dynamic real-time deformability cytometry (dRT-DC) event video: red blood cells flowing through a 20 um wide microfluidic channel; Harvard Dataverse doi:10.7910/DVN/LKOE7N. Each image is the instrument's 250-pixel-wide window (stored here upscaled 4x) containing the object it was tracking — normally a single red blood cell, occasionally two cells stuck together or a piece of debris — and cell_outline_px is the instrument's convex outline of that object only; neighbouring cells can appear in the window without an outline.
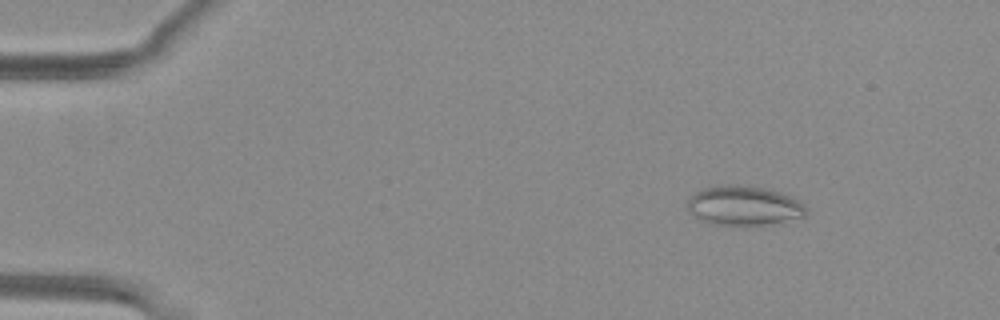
{"species": "common noctule bat (a hibernating species)", "species_latin": "Nyctalus noctula", "temperature_condition": "warm", "stored_images_in_passage": 51, "camera_frame_rate_fps": 3000, "um_per_image_px": 0.085, "animal": {"sex": "female", "body_mass_g": 29.2, "forearm_length_mm": 56.3}, "frame": {"image": 1, "passage_image": 7, "time_ms": 2.0, "image_size_px": [1000, 320], "cell_outline_px": [[808, 212], [804, 216], [772, 224], [712, 224], [700, 220], [688, 212], [688, 200], [696, 192], [704, 188], [720, 184], [736, 184], [768, 188], [780, 192], [804, 204], [808, 208]], "centroid_in_image_um": [63.22, 17.46], "position_along_channel_um": 21.8, "area_um2": 27.28}}
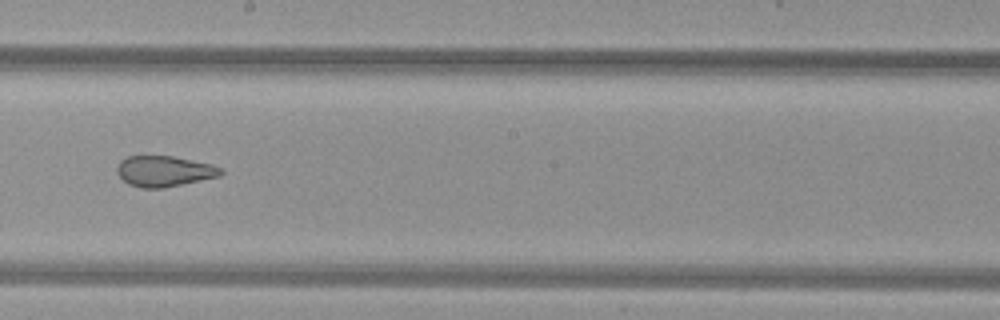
{"frame": {"image": 2, "passage_image": 30, "time_ms": 9.667, "image_size_px": [1000, 320], "cell_outline_px": [[224, 172], [220, 176], [164, 188], [140, 188], [128, 184], [116, 172], [116, 168], [120, 160], [128, 156], [172, 156], [212, 164], [220, 168]], "centroid_in_image_um": [13.94, 14.55], "position_along_channel_um": 234.3, "area_um2": 18.61}}
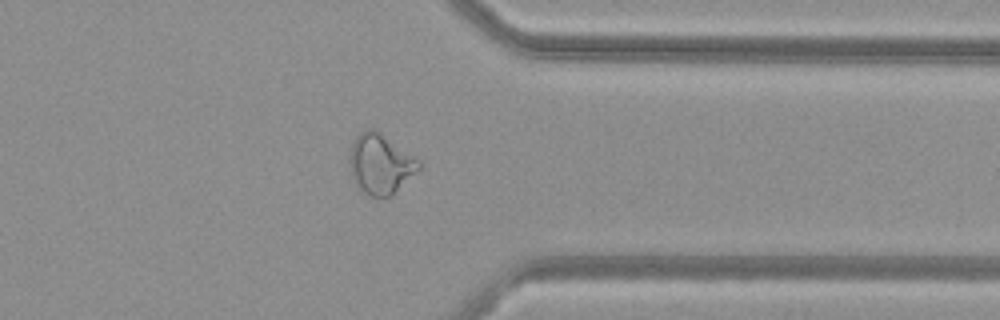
{"frame": {"image": 3, "passage_image": 41, "time_ms": 13.333, "image_size_px": [1000, 320], "cell_outline_px": [[420, 168], [392, 196], [372, 196], [364, 192], [356, 184], [352, 176], [352, 144], [356, 136], [364, 128], [376, 128], [420, 160]], "centroid_in_image_um": [32.38, 13.9], "position_along_channel_um": 379.0, "area_um2": 23.87}, "authors_computed_cell_mechanics": {"area_um2": 25.0274, "velocity_mm_per_s": 4.08, "shape_relaxation_time_tau1_ms": null, "shape_relaxation_time_tau2_ms": 1.446, "deformation_change_tau1": null, "deformation_change_tau2": 0.0859}}